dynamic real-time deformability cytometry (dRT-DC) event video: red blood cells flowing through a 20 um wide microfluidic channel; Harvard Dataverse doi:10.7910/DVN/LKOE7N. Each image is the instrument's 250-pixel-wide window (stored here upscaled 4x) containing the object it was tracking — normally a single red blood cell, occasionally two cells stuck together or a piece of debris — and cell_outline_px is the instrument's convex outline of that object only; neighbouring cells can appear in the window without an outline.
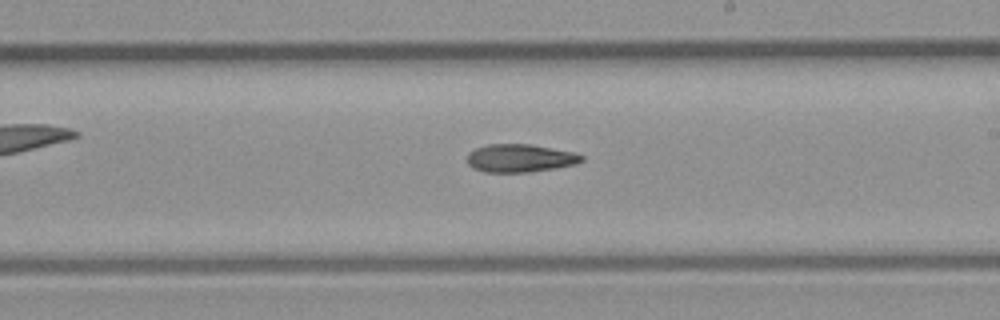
{"species": "common noctule bat (a hibernating species)", "species_latin": "Nyctalus noctula", "temperature_condition": "room temperature", "stored_images_in_passage": 28, "camera_frame_rate_fps": 3000, "um_per_image_px": 0.085, "animal": {"sex": "male", "body_mass_g": 23.1, "forearm_length_mm": 52.7}, "frame": {"image": 1, "passage_image": 16, "time_ms": 5.0, "image_size_px": [1000, 320], "cell_outline_px": [[584, 160], [576, 164], [556, 168], [528, 172], [484, 172], [472, 168], [468, 164], [468, 152], [476, 148], [488, 144], [532, 144], [576, 152], [584, 156]], "centroid_in_image_um": [44.23, 13.44], "position_along_channel_um": 244.8, "area_um2": 18.9}}